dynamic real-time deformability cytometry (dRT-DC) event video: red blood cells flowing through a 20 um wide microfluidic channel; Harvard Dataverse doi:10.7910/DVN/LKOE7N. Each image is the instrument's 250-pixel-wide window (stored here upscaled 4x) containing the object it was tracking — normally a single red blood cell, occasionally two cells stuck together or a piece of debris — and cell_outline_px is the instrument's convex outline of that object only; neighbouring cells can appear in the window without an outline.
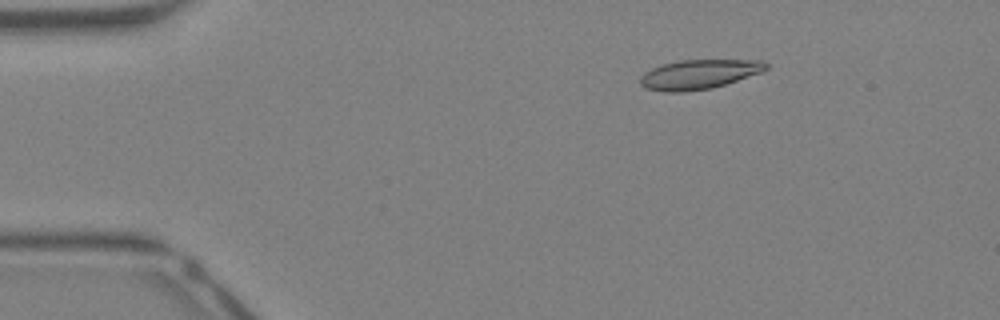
{"species": "Egyptian fruit bat (a non-hibernating species)", "species_latin": "Rousettus aegyptiacus", "temperature_condition": "warm", "stored_images_in_passage": 38, "camera_frame_rate_fps": 3000, "um_per_image_px": 0.085, "animal": {"sex": "female"}, "frame": {"image": 1, "passage_image": 2, "time_ms": 0.333, "image_size_px": [1000, 320], "cell_outline_px": [[768, 68], [760, 72], [712, 88], [680, 92], [664, 92], [644, 88], [640, 84], [640, 76], [644, 72], [652, 68], [664, 64], [680, 60], [764, 60], [768, 64]], "centroid_in_image_um": [59.37, 6.31], "position_along_channel_um": 25.6, "area_um2": 21.44}}
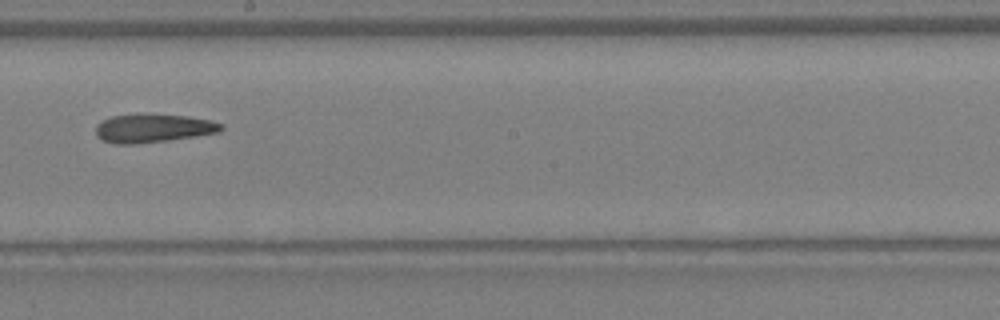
{"frame": {"image": 2, "passage_image": 20, "time_ms": 6.333, "image_size_px": [1000, 320], "cell_outline_px": [[224, 128], [216, 132], [196, 136], [168, 140], [132, 144], [116, 144], [104, 140], [96, 136], [96, 124], [100, 120], [112, 116], [188, 116], [208, 120], [224, 124]], "centroid_in_image_um": [12.99, 10.93], "position_along_channel_um": 235.2, "area_um2": 20.06}}
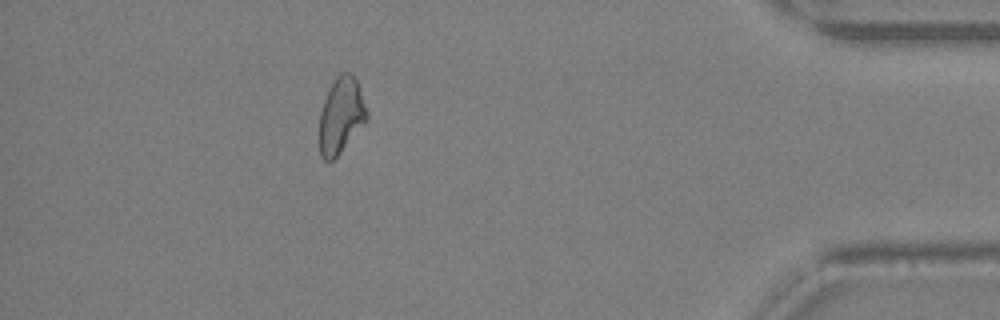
{"frame": {"image": 3, "passage_image": 34, "time_ms": 11.0, "image_size_px": [1000, 320], "cell_outline_px": [[368, 120], [340, 152], [332, 160], [324, 160], [320, 156], [320, 112], [324, 100], [336, 76], [340, 72], [352, 72], [356, 80], [368, 112]], "centroid_in_image_um": [29.0, 9.8], "position_along_channel_um": 406.2, "area_um2": 20.75}}